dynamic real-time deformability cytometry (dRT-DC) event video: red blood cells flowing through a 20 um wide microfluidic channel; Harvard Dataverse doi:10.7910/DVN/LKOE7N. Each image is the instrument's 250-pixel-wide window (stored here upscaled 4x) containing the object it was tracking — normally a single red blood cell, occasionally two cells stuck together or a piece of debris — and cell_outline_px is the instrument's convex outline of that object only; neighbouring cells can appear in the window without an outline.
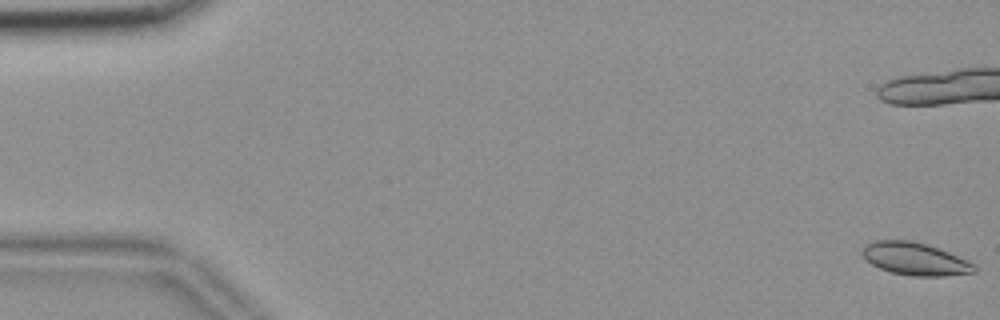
{"species": "common noctule bat (a hibernating species)", "species_latin": "Nyctalus noctula", "temperature_condition": "room temperature", "stored_images_in_passage": 18, "camera_frame_rate_fps": 3000, "um_per_image_px": 0.085, "animal": {"sex": "female", "body_mass_g": 18.4}, "frame": {"image": 1, "passage_image": 1, "time_ms": 0.0, "image_size_px": [1000, 320], "cell_outline_px": [[976, 272], [944, 276], [912, 276], [892, 272], [880, 268], [864, 260], [860, 256], [860, 248], [864, 244], [876, 240], [912, 240], [928, 244], [940, 248], [968, 260], [976, 268]], "centroid_in_image_um": [77.72, 21.98], "position_along_channel_um": 7.3, "area_um2": 21.68}}